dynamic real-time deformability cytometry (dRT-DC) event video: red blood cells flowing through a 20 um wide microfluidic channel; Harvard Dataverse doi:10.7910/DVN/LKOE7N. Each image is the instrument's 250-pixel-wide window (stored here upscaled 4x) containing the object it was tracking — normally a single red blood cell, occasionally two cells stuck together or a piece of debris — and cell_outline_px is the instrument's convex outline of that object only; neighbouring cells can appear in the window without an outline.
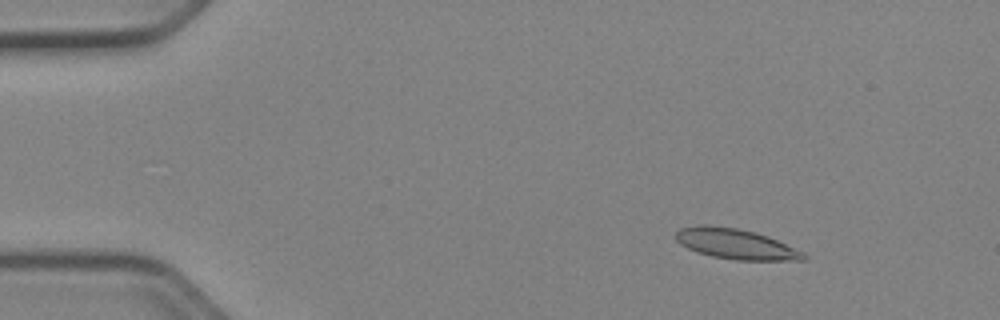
{"species": "Egyptian fruit bat (a non-hibernating species)", "species_latin": "Rousettus aegyptiacus", "temperature_condition": "cold", "stored_images_in_passage": 52, "camera_frame_rate_fps": 3000, "um_per_image_px": 0.085, "animal": {"sex": "female"}, "frame": {"image": 1, "passage_image": 7, "time_ms": 2.0, "image_size_px": [1000, 320], "cell_outline_px": [[808, 256], [804, 260], [736, 260], [712, 256], [696, 252], [680, 244], [676, 240], [676, 232], [680, 228], [700, 224], [704, 224], [736, 228], [756, 232], [768, 236], [804, 252]], "centroid_in_image_um": [62.53, 20.73], "position_along_channel_um": 22.5, "area_um2": 22.6}}
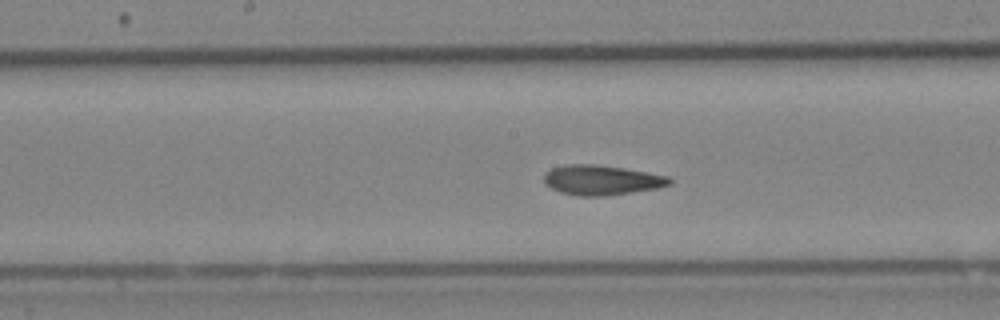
{"frame": {"image": 2, "passage_image": 27, "time_ms": 8.667, "image_size_px": [1000, 320], "cell_outline_px": [[672, 184], [660, 188], [604, 196], [580, 196], [560, 192], [544, 184], [544, 172], [552, 168], [568, 164], [592, 164], [620, 168], [668, 176], [672, 180]], "centroid_in_image_um": [51.12, 15.31], "position_along_channel_um": 197.1, "area_um2": 21.73}}
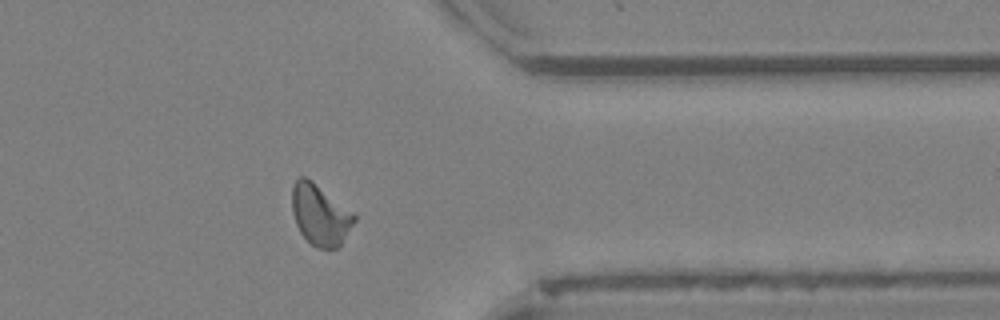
{"frame": {"image": 3, "passage_image": 42, "time_ms": 13.667, "image_size_px": [1000, 320], "cell_outline_px": [[356, 220], [340, 248], [316, 248], [300, 232], [296, 224], [292, 212], [292, 188], [296, 180], [300, 176], [304, 176], [356, 212]], "centroid_in_image_um": [27.25, 18.28], "position_along_channel_um": 384.1, "area_um2": 22.25}, "authors_computed_cell_mechanics": {"area_um2": 21.5016, "velocity_mm_per_s": 3.9271, "shape_relaxation_time_tau1_ms": null, "shape_relaxation_time_tau2_ms": 2.3643, "deformation_change_tau1": null, "deformation_change_tau2": 0.0766}}